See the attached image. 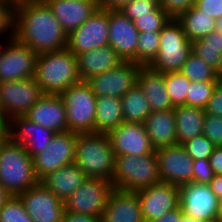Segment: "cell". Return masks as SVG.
<instances>
[{
    "instance_id": "6da1fadb",
    "label": "cell",
    "mask_w": 222,
    "mask_h": 222,
    "mask_svg": "<svg viewBox=\"0 0 222 222\" xmlns=\"http://www.w3.org/2000/svg\"><path fill=\"white\" fill-rule=\"evenodd\" d=\"M15 37L37 54L67 48L68 34L46 2L17 0Z\"/></svg>"
},
{
    "instance_id": "7a4b0ae2",
    "label": "cell",
    "mask_w": 222,
    "mask_h": 222,
    "mask_svg": "<svg viewBox=\"0 0 222 222\" xmlns=\"http://www.w3.org/2000/svg\"><path fill=\"white\" fill-rule=\"evenodd\" d=\"M38 182L33 158L22 143L10 137L0 140V184L3 188L10 195L18 196Z\"/></svg>"
},
{
    "instance_id": "3957f363",
    "label": "cell",
    "mask_w": 222,
    "mask_h": 222,
    "mask_svg": "<svg viewBox=\"0 0 222 222\" xmlns=\"http://www.w3.org/2000/svg\"><path fill=\"white\" fill-rule=\"evenodd\" d=\"M34 78L44 94H60L81 81L77 57L68 48L40 53Z\"/></svg>"
},
{
    "instance_id": "277c9868",
    "label": "cell",
    "mask_w": 222,
    "mask_h": 222,
    "mask_svg": "<svg viewBox=\"0 0 222 222\" xmlns=\"http://www.w3.org/2000/svg\"><path fill=\"white\" fill-rule=\"evenodd\" d=\"M87 178L112 181L115 154L106 133H80L77 135L75 161Z\"/></svg>"
},
{
    "instance_id": "5b68a950",
    "label": "cell",
    "mask_w": 222,
    "mask_h": 222,
    "mask_svg": "<svg viewBox=\"0 0 222 222\" xmlns=\"http://www.w3.org/2000/svg\"><path fill=\"white\" fill-rule=\"evenodd\" d=\"M160 182L156 153L143 156L117 155L112 185L115 189L138 191Z\"/></svg>"
},
{
    "instance_id": "8992f818",
    "label": "cell",
    "mask_w": 222,
    "mask_h": 222,
    "mask_svg": "<svg viewBox=\"0 0 222 222\" xmlns=\"http://www.w3.org/2000/svg\"><path fill=\"white\" fill-rule=\"evenodd\" d=\"M159 50L148 65L162 73L180 71L192 53V42L186 37L181 24L171 19L160 31Z\"/></svg>"
},
{
    "instance_id": "52a82bcc",
    "label": "cell",
    "mask_w": 222,
    "mask_h": 222,
    "mask_svg": "<svg viewBox=\"0 0 222 222\" xmlns=\"http://www.w3.org/2000/svg\"><path fill=\"white\" fill-rule=\"evenodd\" d=\"M59 95L66 109L68 131L78 134L95 133L97 97L88 83L80 81Z\"/></svg>"
},
{
    "instance_id": "ba28073f",
    "label": "cell",
    "mask_w": 222,
    "mask_h": 222,
    "mask_svg": "<svg viewBox=\"0 0 222 222\" xmlns=\"http://www.w3.org/2000/svg\"><path fill=\"white\" fill-rule=\"evenodd\" d=\"M114 189L106 179L87 178L65 202V211L102 217L109 195Z\"/></svg>"
},
{
    "instance_id": "9c48e42d",
    "label": "cell",
    "mask_w": 222,
    "mask_h": 222,
    "mask_svg": "<svg viewBox=\"0 0 222 222\" xmlns=\"http://www.w3.org/2000/svg\"><path fill=\"white\" fill-rule=\"evenodd\" d=\"M43 95L34 77L0 82V110L8 120L24 116Z\"/></svg>"
},
{
    "instance_id": "30bf717a",
    "label": "cell",
    "mask_w": 222,
    "mask_h": 222,
    "mask_svg": "<svg viewBox=\"0 0 222 222\" xmlns=\"http://www.w3.org/2000/svg\"><path fill=\"white\" fill-rule=\"evenodd\" d=\"M77 135L71 131L56 133L52 142L33 157L34 172L39 181L60 167L74 163Z\"/></svg>"
},
{
    "instance_id": "8fae6325",
    "label": "cell",
    "mask_w": 222,
    "mask_h": 222,
    "mask_svg": "<svg viewBox=\"0 0 222 222\" xmlns=\"http://www.w3.org/2000/svg\"><path fill=\"white\" fill-rule=\"evenodd\" d=\"M179 205L184 215L201 222L218 220L219 199L209 184L191 182L179 187Z\"/></svg>"
},
{
    "instance_id": "7c38bea8",
    "label": "cell",
    "mask_w": 222,
    "mask_h": 222,
    "mask_svg": "<svg viewBox=\"0 0 222 222\" xmlns=\"http://www.w3.org/2000/svg\"><path fill=\"white\" fill-rule=\"evenodd\" d=\"M109 9L99 7L90 18L68 34L67 48L77 57L93 49L108 46Z\"/></svg>"
},
{
    "instance_id": "4fadbf2b",
    "label": "cell",
    "mask_w": 222,
    "mask_h": 222,
    "mask_svg": "<svg viewBox=\"0 0 222 222\" xmlns=\"http://www.w3.org/2000/svg\"><path fill=\"white\" fill-rule=\"evenodd\" d=\"M141 65L132 61H123L116 68L89 78L86 82L96 95L122 98L138 84Z\"/></svg>"
},
{
    "instance_id": "5bb4252c",
    "label": "cell",
    "mask_w": 222,
    "mask_h": 222,
    "mask_svg": "<svg viewBox=\"0 0 222 222\" xmlns=\"http://www.w3.org/2000/svg\"><path fill=\"white\" fill-rule=\"evenodd\" d=\"M18 196L32 222H63L65 202L41 181Z\"/></svg>"
},
{
    "instance_id": "9a60e30c",
    "label": "cell",
    "mask_w": 222,
    "mask_h": 222,
    "mask_svg": "<svg viewBox=\"0 0 222 222\" xmlns=\"http://www.w3.org/2000/svg\"><path fill=\"white\" fill-rule=\"evenodd\" d=\"M37 53L16 37L4 42V57L0 64V82L35 77Z\"/></svg>"
},
{
    "instance_id": "2e32d148",
    "label": "cell",
    "mask_w": 222,
    "mask_h": 222,
    "mask_svg": "<svg viewBox=\"0 0 222 222\" xmlns=\"http://www.w3.org/2000/svg\"><path fill=\"white\" fill-rule=\"evenodd\" d=\"M155 153L160 181L178 187L192 182L193 159L181 144L156 149Z\"/></svg>"
},
{
    "instance_id": "e0dca14e",
    "label": "cell",
    "mask_w": 222,
    "mask_h": 222,
    "mask_svg": "<svg viewBox=\"0 0 222 222\" xmlns=\"http://www.w3.org/2000/svg\"><path fill=\"white\" fill-rule=\"evenodd\" d=\"M144 221L161 218L179 206V187L166 182H158L136 191Z\"/></svg>"
},
{
    "instance_id": "ac0fdd59",
    "label": "cell",
    "mask_w": 222,
    "mask_h": 222,
    "mask_svg": "<svg viewBox=\"0 0 222 222\" xmlns=\"http://www.w3.org/2000/svg\"><path fill=\"white\" fill-rule=\"evenodd\" d=\"M115 157L117 155L143 156L155 153L144 123L123 122L108 133Z\"/></svg>"
},
{
    "instance_id": "d6986e66",
    "label": "cell",
    "mask_w": 222,
    "mask_h": 222,
    "mask_svg": "<svg viewBox=\"0 0 222 222\" xmlns=\"http://www.w3.org/2000/svg\"><path fill=\"white\" fill-rule=\"evenodd\" d=\"M139 31L120 10L109 9L108 45L123 61L136 62Z\"/></svg>"
},
{
    "instance_id": "ffe728a7",
    "label": "cell",
    "mask_w": 222,
    "mask_h": 222,
    "mask_svg": "<svg viewBox=\"0 0 222 222\" xmlns=\"http://www.w3.org/2000/svg\"><path fill=\"white\" fill-rule=\"evenodd\" d=\"M24 117L55 133L68 132L66 109L59 94H44Z\"/></svg>"
},
{
    "instance_id": "44dd1931",
    "label": "cell",
    "mask_w": 222,
    "mask_h": 222,
    "mask_svg": "<svg viewBox=\"0 0 222 222\" xmlns=\"http://www.w3.org/2000/svg\"><path fill=\"white\" fill-rule=\"evenodd\" d=\"M55 134L52 130L33 123L24 116L9 120V137L17 143H22L32 158L52 142Z\"/></svg>"
},
{
    "instance_id": "7402d4cb",
    "label": "cell",
    "mask_w": 222,
    "mask_h": 222,
    "mask_svg": "<svg viewBox=\"0 0 222 222\" xmlns=\"http://www.w3.org/2000/svg\"><path fill=\"white\" fill-rule=\"evenodd\" d=\"M67 34L81 26L100 7L99 0H47Z\"/></svg>"
},
{
    "instance_id": "603a6c76",
    "label": "cell",
    "mask_w": 222,
    "mask_h": 222,
    "mask_svg": "<svg viewBox=\"0 0 222 222\" xmlns=\"http://www.w3.org/2000/svg\"><path fill=\"white\" fill-rule=\"evenodd\" d=\"M101 222H145L137 192L113 189Z\"/></svg>"
},
{
    "instance_id": "cb8c5ba5",
    "label": "cell",
    "mask_w": 222,
    "mask_h": 222,
    "mask_svg": "<svg viewBox=\"0 0 222 222\" xmlns=\"http://www.w3.org/2000/svg\"><path fill=\"white\" fill-rule=\"evenodd\" d=\"M123 60L109 45L93 49L77 56L81 81L103 74L121 64Z\"/></svg>"
},
{
    "instance_id": "d4e9b609",
    "label": "cell",
    "mask_w": 222,
    "mask_h": 222,
    "mask_svg": "<svg viewBox=\"0 0 222 222\" xmlns=\"http://www.w3.org/2000/svg\"><path fill=\"white\" fill-rule=\"evenodd\" d=\"M138 86L147 97L151 111H165L175 108L167 93L164 73L149 66H141L138 74Z\"/></svg>"
},
{
    "instance_id": "484cf974",
    "label": "cell",
    "mask_w": 222,
    "mask_h": 222,
    "mask_svg": "<svg viewBox=\"0 0 222 222\" xmlns=\"http://www.w3.org/2000/svg\"><path fill=\"white\" fill-rule=\"evenodd\" d=\"M144 126L155 150L177 144L174 110L152 111Z\"/></svg>"
},
{
    "instance_id": "4316f807",
    "label": "cell",
    "mask_w": 222,
    "mask_h": 222,
    "mask_svg": "<svg viewBox=\"0 0 222 222\" xmlns=\"http://www.w3.org/2000/svg\"><path fill=\"white\" fill-rule=\"evenodd\" d=\"M86 179L85 172L73 163L49 173L41 182L59 199L65 201Z\"/></svg>"
},
{
    "instance_id": "83f0119b",
    "label": "cell",
    "mask_w": 222,
    "mask_h": 222,
    "mask_svg": "<svg viewBox=\"0 0 222 222\" xmlns=\"http://www.w3.org/2000/svg\"><path fill=\"white\" fill-rule=\"evenodd\" d=\"M176 121L177 144L203 134L205 109L188 105L176 106L174 109Z\"/></svg>"
},
{
    "instance_id": "f1b7e54d",
    "label": "cell",
    "mask_w": 222,
    "mask_h": 222,
    "mask_svg": "<svg viewBox=\"0 0 222 222\" xmlns=\"http://www.w3.org/2000/svg\"><path fill=\"white\" fill-rule=\"evenodd\" d=\"M124 122L121 98L100 96L96 99L95 133L108 134Z\"/></svg>"
},
{
    "instance_id": "f546056e",
    "label": "cell",
    "mask_w": 222,
    "mask_h": 222,
    "mask_svg": "<svg viewBox=\"0 0 222 222\" xmlns=\"http://www.w3.org/2000/svg\"><path fill=\"white\" fill-rule=\"evenodd\" d=\"M182 26L186 37L191 41L204 38L215 31V19L193 5L176 19Z\"/></svg>"
},
{
    "instance_id": "4dcf8cb0",
    "label": "cell",
    "mask_w": 222,
    "mask_h": 222,
    "mask_svg": "<svg viewBox=\"0 0 222 222\" xmlns=\"http://www.w3.org/2000/svg\"><path fill=\"white\" fill-rule=\"evenodd\" d=\"M192 53L201 58L222 76V33L211 32L192 42Z\"/></svg>"
},
{
    "instance_id": "1f68e13d",
    "label": "cell",
    "mask_w": 222,
    "mask_h": 222,
    "mask_svg": "<svg viewBox=\"0 0 222 222\" xmlns=\"http://www.w3.org/2000/svg\"><path fill=\"white\" fill-rule=\"evenodd\" d=\"M121 106L124 122L144 123L152 112L148 99L138 84L121 98Z\"/></svg>"
},
{
    "instance_id": "d6a6232c",
    "label": "cell",
    "mask_w": 222,
    "mask_h": 222,
    "mask_svg": "<svg viewBox=\"0 0 222 222\" xmlns=\"http://www.w3.org/2000/svg\"><path fill=\"white\" fill-rule=\"evenodd\" d=\"M180 72L193 82H219L222 76L201 58L191 53Z\"/></svg>"
},
{
    "instance_id": "836d02e7",
    "label": "cell",
    "mask_w": 222,
    "mask_h": 222,
    "mask_svg": "<svg viewBox=\"0 0 222 222\" xmlns=\"http://www.w3.org/2000/svg\"><path fill=\"white\" fill-rule=\"evenodd\" d=\"M165 86L174 107L187 105V94L191 81L180 71L164 73Z\"/></svg>"
},
{
    "instance_id": "e575fe53",
    "label": "cell",
    "mask_w": 222,
    "mask_h": 222,
    "mask_svg": "<svg viewBox=\"0 0 222 222\" xmlns=\"http://www.w3.org/2000/svg\"><path fill=\"white\" fill-rule=\"evenodd\" d=\"M160 32H140L136 52V63L148 66L156 57L160 39Z\"/></svg>"
},
{
    "instance_id": "d590c367",
    "label": "cell",
    "mask_w": 222,
    "mask_h": 222,
    "mask_svg": "<svg viewBox=\"0 0 222 222\" xmlns=\"http://www.w3.org/2000/svg\"><path fill=\"white\" fill-rule=\"evenodd\" d=\"M171 17L158 6L149 15L138 16L133 21L139 32H160L162 28L171 21Z\"/></svg>"
},
{
    "instance_id": "8d00e7d4",
    "label": "cell",
    "mask_w": 222,
    "mask_h": 222,
    "mask_svg": "<svg viewBox=\"0 0 222 222\" xmlns=\"http://www.w3.org/2000/svg\"><path fill=\"white\" fill-rule=\"evenodd\" d=\"M217 84L218 82L191 81L187 94V105L205 109Z\"/></svg>"
},
{
    "instance_id": "74e56055",
    "label": "cell",
    "mask_w": 222,
    "mask_h": 222,
    "mask_svg": "<svg viewBox=\"0 0 222 222\" xmlns=\"http://www.w3.org/2000/svg\"><path fill=\"white\" fill-rule=\"evenodd\" d=\"M0 222H32L19 196H13L0 209Z\"/></svg>"
},
{
    "instance_id": "f35d334b",
    "label": "cell",
    "mask_w": 222,
    "mask_h": 222,
    "mask_svg": "<svg viewBox=\"0 0 222 222\" xmlns=\"http://www.w3.org/2000/svg\"><path fill=\"white\" fill-rule=\"evenodd\" d=\"M16 3L17 0H0V36L6 33V40L15 37Z\"/></svg>"
},
{
    "instance_id": "ab89813d",
    "label": "cell",
    "mask_w": 222,
    "mask_h": 222,
    "mask_svg": "<svg viewBox=\"0 0 222 222\" xmlns=\"http://www.w3.org/2000/svg\"><path fill=\"white\" fill-rule=\"evenodd\" d=\"M181 145L193 160L208 159L215 148V145L203 134L188 139Z\"/></svg>"
},
{
    "instance_id": "60d3db41",
    "label": "cell",
    "mask_w": 222,
    "mask_h": 222,
    "mask_svg": "<svg viewBox=\"0 0 222 222\" xmlns=\"http://www.w3.org/2000/svg\"><path fill=\"white\" fill-rule=\"evenodd\" d=\"M158 6H160V2L131 0L119 10L131 21H134L138 16L149 15V13L154 11Z\"/></svg>"
},
{
    "instance_id": "b9f144b4",
    "label": "cell",
    "mask_w": 222,
    "mask_h": 222,
    "mask_svg": "<svg viewBox=\"0 0 222 222\" xmlns=\"http://www.w3.org/2000/svg\"><path fill=\"white\" fill-rule=\"evenodd\" d=\"M203 135H205L215 146H222V117L205 114Z\"/></svg>"
},
{
    "instance_id": "7bdbcfd3",
    "label": "cell",
    "mask_w": 222,
    "mask_h": 222,
    "mask_svg": "<svg viewBox=\"0 0 222 222\" xmlns=\"http://www.w3.org/2000/svg\"><path fill=\"white\" fill-rule=\"evenodd\" d=\"M214 176L208 159L193 160L192 182L209 184Z\"/></svg>"
},
{
    "instance_id": "ee69618b",
    "label": "cell",
    "mask_w": 222,
    "mask_h": 222,
    "mask_svg": "<svg viewBox=\"0 0 222 222\" xmlns=\"http://www.w3.org/2000/svg\"><path fill=\"white\" fill-rule=\"evenodd\" d=\"M195 5V0H161L160 7L172 18L177 19L182 13Z\"/></svg>"
},
{
    "instance_id": "f6af8a7d",
    "label": "cell",
    "mask_w": 222,
    "mask_h": 222,
    "mask_svg": "<svg viewBox=\"0 0 222 222\" xmlns=\"http://www.w3.org/2000/svg\"><path fill=\"white\" fill-rule=\"evenodd\" d=\"M205 113L222 117V79L216 85L213 95L205 108Z\"/></svg>"
},
{
    "instance_id": "bcb514c9",
    "label": "cell",
    "mask_w": 222,
    "mask_h": 222,
    "mask_svg": "<svg viewBox=\"0 0 222 222\" xmlns=\"http://www.w3.org/2000/svg\"><path fill=\"white\" fill-rule=\"evenodd\" d=\"M195 6L215 20L222 17V0H195Z\"/></svg>"
},
{
    "instance_id": "7dc6e473",
    "label": "cell",
    "mask_w": 222,
    "mask_h": 222,
    "mask_svg": "<svg viewBox=\"0 0 222 222\" xmlns=\"http://www.w3.org/2000/svg\"><path fill=\"white\" fill-rule=\"evenodd\" d=\"M208 160L214 174L222 175V146H215Z\"/></svg>"
},
{
    "instance_id": "c3c4849f",
    "label": "cell",
    "mask_w": 222,
    "mask_h": 222,
    "mask_svg": "<svg viewBox=\"0 0 222 222\" xmlns=\"http://www.w3.org/2000/svg\"><path fill=\"white\" fill-rule=\"evenodd\" d=\"M63 222H101V218L65 211L63 215Z\"/></svg>"
},
{
    "instance_id": "681fc988",
    "label": "cell",
    "mask_w": 222,
    "mask_h": 222,
    "mask_svg": "<svg viewBox=\"0 0 222 222\" xmlns=\"http://www.w3.org/2000/svg\"><path fill=\"white\" fill-rule=\"evenodd\" d=\"M182 209L180 205L174 209L166 213L164 216L158 219H154L151 221H145V222H180L182 216H183Z\"/></svg>"
},
{
    "instance_id": "f907efd6",
    "label": "cell",
    "mask_w": 222,
    "mask_h": 222,
    "mask_svg": "<svg viewBox=\"0 0 222 222\" xmlns=\"http://www.w3.org/2000/svg\"><path fill=\"white\" fill-rule=\"evenodd\" d=\"M131 0H99L100 7L110 10H119Z\"/></svg>"
},
{
    "instance_id": "816d5d0a",
    "label": "cell",
    "mask_w": 222,
    "mask_h": 222,
    "mask_svg": "<svg viewBox=\"0 0 222 222\" xmlns=\"http://www.w3.org/2000/svg\"><path fill=\"white\" fill-rule=\"evenodd\" d=\"M211 190L220 199L222 197V175H215L209 183Z\"/></svg>"
},
{
    "instance_id": "f5cc1de1",
    "label": "cell",
    "mask_w": 222,
    "mask_h": 222,
    "mask_svg": "<svg viewBox=\"0 0 222 222\" xmlns=\"http://www.w3.org/2000/svg\"><path fill=\"white\" fill-rule=\"evenodd\" d=\"M9 137V120L0 110V140H5Z\"/></svg>"
},
{
    "instance_id": "db71d44e",
    "label": "cell",
    "mask_w": 222,
    "mask_h": 222,
    "mask_svg": "<svg viewBox=\"0 0 222 222\" xmlns=\"http://www.w3.org/2000/svg\"><path fill=\"white\" fill-rule=\"evenodd\" d=\"M10 197L11 195L0 184V209Z\"/></svg>"
},
{
    "instance_id": "11a10c76",
    "label": "cell",
    "mask_w": 222,
    "mask_h": 222,
    "mask_svg": "<svg viewBox=\"0 0 222 222\" xmlns=\"http://www.w3.org/2000/svg\"><path fill=\"white\" fill-rule=\"evenodd\" d=\"M215 31L222 33V17L215 20Z\"/></svg>"
},
{
    "instance_id": "9f6ffc18",
    "label": "cell",
    "mask_w": 222,
    "mask_h": 222,
    "mask_svg": "<svg viewBox=\"0 0 222 222\" xmlns=\"http://www.w3.org/2000/svg\"><path fill=\"white\" fill-rule=\"evenodd\" d=\"M180 222H197L196 219H192L191 217H188L186 215H183Z\"/></svg>"
},
{
    "instance_id": "6f0895ef",
    "label": "cell",
    "mask_w": 222,
    "mask_h": 222,
    "mask_svg": "<svg viewBox=\"0 0 222 222\" xmlns=\"http://www.w3.org/2000/svg\"><path fill=\"white\" fill-rule=\"evenodd\" d=\"M218 219L222 221V197L219 199V217Z\"/></svg>"
},
{
    "instance_id": "680465c9",
    "label": "cell",
    "mask_w": 222,
    "mask_h": 222,
    "mask_svg": "<svg viewBox=\"0 0 222 222\" xmlns=\"http://www.w3.org/2000/svg\"><path fill=\"white\" fill-rule=\"evenodd\" d=\"M3 57H4V44H2V42H1V45H0V64L2 62Z\"/></svg>"
},
{
    "instance_id": "91938a15",
    "label": "cell",
    "mask_w": 222,
    "mask_h": 222,
    "mask_svg": "<svg viewBox=\"0 0 222 222\" xmlns=\"http://www.w3.org/2000/svg\"><path fill=\"white\" fill-rule=\"evenodd\" d=\"M30 1H35V2H46L47 0H30Z\"/></svg>"
},
{
    "instance_id": "94428289",
    "label": "cell",
    "mask_w": 222,
    "mask_h": 222,
    "mask_svg": "<svg viewBox=\"0 0 222 222\" xmlns=\"http://www.w3.org/2000/svg\"><path fill=\"white\" fill-rule=\"evenodd\" d=\"M145 1H149V2H160L161 0H145Z\"/></svg>"
},
{
    "instance_id": "6125c7cd",
    "label": "cell",
    "mask_w": 222,
    "mask_h": 222,
    "mask_svg": "<svg viewBox=\"0 0 222 222\" xmlns=\"http://www.w3.org/2000/svg\"><path fill=\"white\" fill-rule=\"evenodd\" d=\"M197 222H201V221H198V220H197ZM210 222H222V221H220V220L218 219V220L210 221Z\"/></svg>"
}]
</instances>
